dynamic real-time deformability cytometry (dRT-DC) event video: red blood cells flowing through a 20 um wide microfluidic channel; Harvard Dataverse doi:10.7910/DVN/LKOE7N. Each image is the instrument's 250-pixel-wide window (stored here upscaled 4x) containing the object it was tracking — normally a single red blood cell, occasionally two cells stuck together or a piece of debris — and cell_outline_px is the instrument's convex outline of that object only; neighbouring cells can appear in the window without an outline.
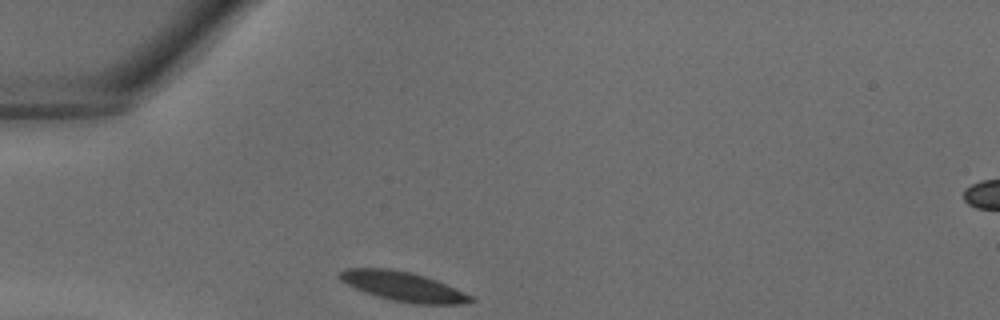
{"species": "common noctule bat (a hibernating species)", "species_latin": "Nyctalus noctula", "temperature_condition": "warm", "stored_images_in_passage": 23, "camera_frame_rate_fps": 3000, "um_per_image_px": 0.085, "animal": {"sex": "male", "body_mass_g": 18.8}, "frame": {"image": 1, "passage_image": 1, "time_ms": 0.0, "image_size_px": [1000, 320], "cell_outline_px": [[476, 300], [468, 304], [412, 304], [392, 300], [364, 292], [340, 280], [340, 272], [348, 268], [388, 268], [412, 272], [436, 280], [464, 292], [472, 296]], "centroid_in_image_um": [34.32, 24.36], "position_along_channel_um": 50.7, "area_um2": 22.37}}
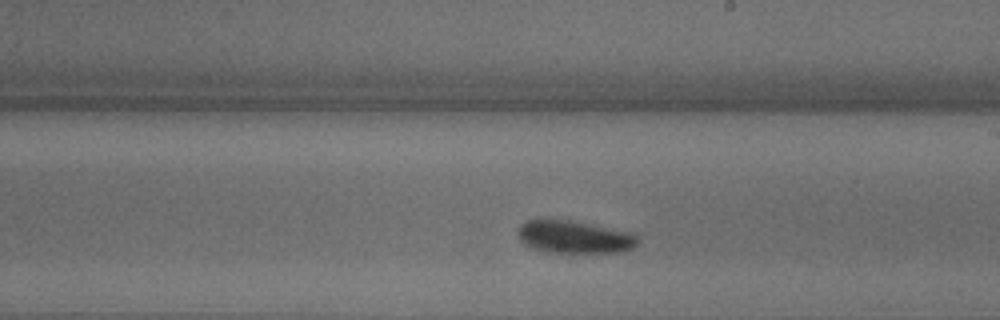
{"frame": {"image": 2, "passage_image": 13, "time_ms": 4.0, "image_size_px": [1000, 320], "cell_outline_px": [[640, 240], [632, 248], [620, 252], [548, 252], [524, 244], [516, 236], [516, 232], [520, 224], [528, 220], [568, 220], [632, 232], [640, 236]], "centroid_in_image_um": [48.83, 20.14], "position_along_channel_um": 240.2, "area_um2": 22.72}}
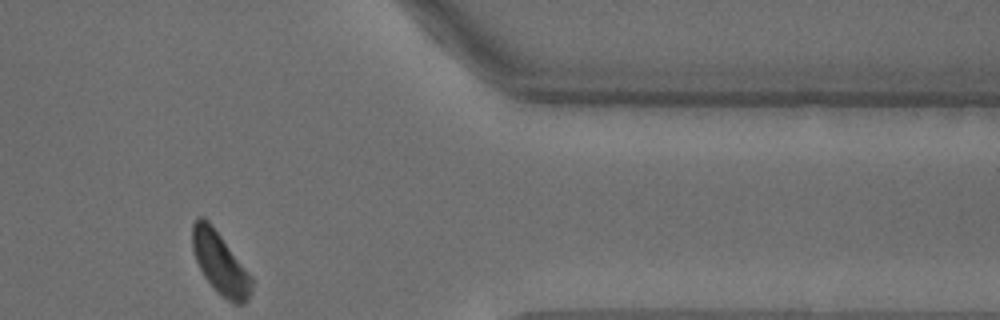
{"frame": {"image": 3, "passage_image": 23, "time_ms": 7.333, "image_size_px": [1000, 320], "cell_outline_px": [[252, 292], [248, 300], [244, 304], [236, 304], [228, 300], [216, 292], [204, 276], [196, 260], [192, 248], [192, 224], [196, 216], [204, 216], [212, 224], [252, 276]], "centroid_in_image_um": [18.71, 22.35], "position_along_channel_um": 392.7, "area_um2": 21.62}}